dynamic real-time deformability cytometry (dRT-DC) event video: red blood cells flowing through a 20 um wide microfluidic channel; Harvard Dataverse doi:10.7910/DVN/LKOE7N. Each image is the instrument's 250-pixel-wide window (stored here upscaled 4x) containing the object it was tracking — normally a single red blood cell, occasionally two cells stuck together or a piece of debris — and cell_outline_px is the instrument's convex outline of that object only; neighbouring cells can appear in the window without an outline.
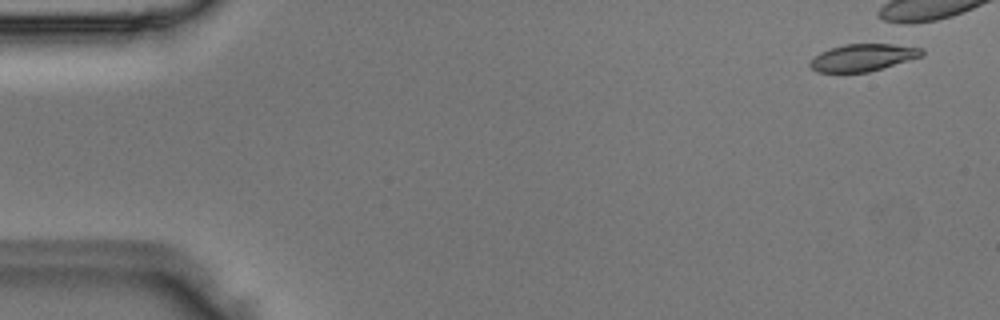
{"species": "Egyptian fruit bat (a non-hibernating species)", "species_latin": "Rousettus aegyptiacus", "temperature_condition": "room temperature", "stored_images_in_passage": 6, "camera_frame_rate_fps": 3000, "um_per_image_px": 0.085, "animal": {"sex": "male"}, "frame": {"image": 1, "passage_image": 1, "time_ms": 0.0, "image_size_px": [1000, 320], "cell_outline_px": [[924, 56], [868, 72], [816, 72], [808, 64], [820, 52], [844, 44], [892, 44], [924, 48]], "centroid_in_image_um": [73.39, 4.89], "position_along_channel_um": 11.6, "area_um2": 17.63}}